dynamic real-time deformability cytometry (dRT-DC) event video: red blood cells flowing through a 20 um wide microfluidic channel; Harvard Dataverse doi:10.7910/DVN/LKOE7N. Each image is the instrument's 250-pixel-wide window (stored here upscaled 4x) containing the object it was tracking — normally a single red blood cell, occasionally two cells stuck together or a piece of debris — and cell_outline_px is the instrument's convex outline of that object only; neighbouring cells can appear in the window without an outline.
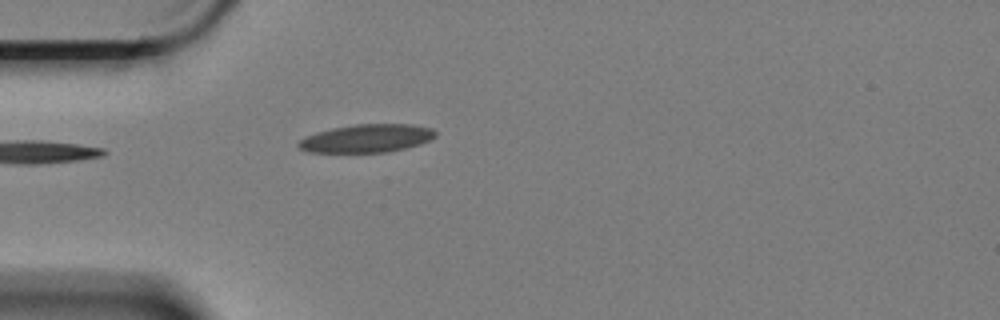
{"species": "Egyptian fruit bat (a non-hibernating species)", "species_latin": "Rousettus aegyptiacus", "temperature_condition": "cold", "stored_images_in_passage": 27, "camera_frame_rate_fps": 3000, "um_per_image_px": 0.085, "animal": {"sex": "female"}, "frame": {"image": 1, "passage_image": 1, "time_ms": 0.0, "image_size_px": [1000, 320], "cell_outline_px": [[436, 136], [420, 144], [404, 148], [384, 152], [308, 152], [300, 148], [296, 144], [304, 136], [316, 132], [332, 128], [356, 124], [408, 124], [432, 128], [436, 132]], "centroid_in_image_um": [31.14, 11.75], "position_along_channel_um": 53.9, "area_um2": 22.31}}
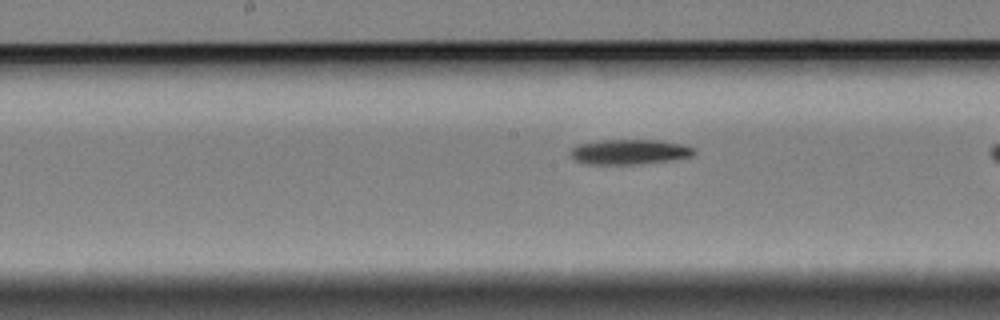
{"frame": {"image": 2, "passage_image": 11, "time_ms": 3.333, "image_size_px": [1000, 320], "cell_outline_px": [[696, 152], [692, 156], [676, 160], [640, 164], [588, 164], [576, 160], [572, 156], [572, 148], [576, 144], [600, 140], [660, 140], [680, 144], [696, 148]], "centroid_in_image_um": [53.56, 12.91], "position_along_channel_um": 194.6, "area_um2": 18.15}}
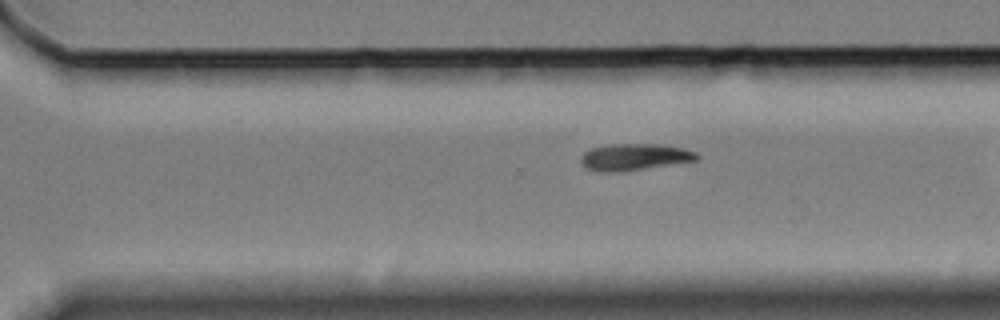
{"frame": {"image": 3, "passage_image": 22, "time_ms": 7.0, "image_size_px": [1000, 320], "cell_outline_px": [[700, 156], [696, 160], [620, 172], [596, 172], [584, 168], [580, 160], [584, 152], [592, 148], [612, 144], [656, 144], [684, 148], [696, 152]], "centroid_in_image_um": [53.89, 13.35], "position_along_channel_um": 316.7, "area_um2": 17.98}}